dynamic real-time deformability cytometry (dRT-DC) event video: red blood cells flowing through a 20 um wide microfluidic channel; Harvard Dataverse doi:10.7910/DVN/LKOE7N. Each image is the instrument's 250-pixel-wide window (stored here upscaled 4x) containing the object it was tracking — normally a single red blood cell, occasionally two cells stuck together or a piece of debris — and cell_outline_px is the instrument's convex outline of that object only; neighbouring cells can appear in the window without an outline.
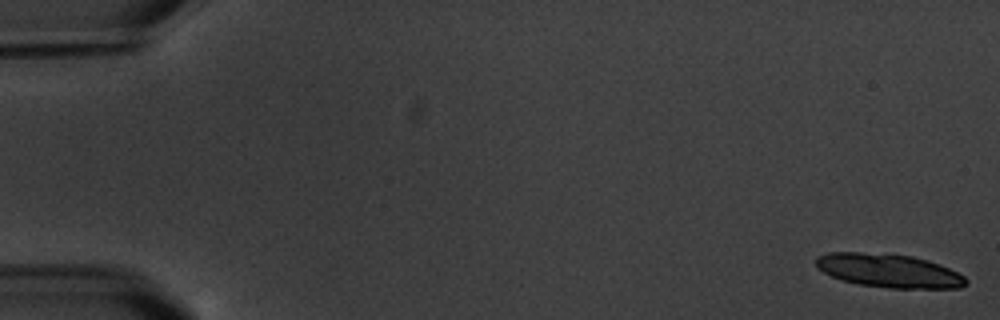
{"species": "common noctule bat (a hibernating species)", "species_latin": "Nyctalus noctula", "temperature_condition": "warm", "stored_images_in_passage": 7, "segment_of_instrument_passage": [1, 2], "camera_frame_rate_fps": 3000, "um_per_image_px": 0.085, "animal": {"sex": "male", "body_mass_g": 20.1, "forearm_length_mm": 53.5}, "frame": {"image": 1, "passage_image": 1, "time_ms": 0.0, "image_size_px": [1000, 320], "cell_outline_px": [[968, 280], [960, 288], [892, 288], [860, 284], [840, 280], [816, 268], [816, 256], [828, 252], [860, 252], [912, 256], [928, 260], [940, 264], [964, 276]], "centroid_in_image_um": [75.52, 23.0], "position_along_channel_um": 9.5, "area_um2": 29.19}}